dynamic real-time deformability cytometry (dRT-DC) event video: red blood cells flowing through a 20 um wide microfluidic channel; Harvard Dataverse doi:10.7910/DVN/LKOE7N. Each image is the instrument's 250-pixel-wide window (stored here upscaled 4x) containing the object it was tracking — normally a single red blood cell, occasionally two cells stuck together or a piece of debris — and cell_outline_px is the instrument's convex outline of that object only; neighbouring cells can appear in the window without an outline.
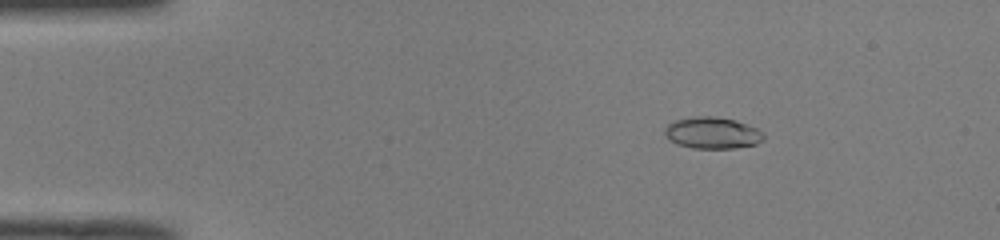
{"species": "common noctule bat (a hibernating species)", "species_latin": "Nyctalus noctula", "temperature_condition": "room temperature", "stored_images_in_passage": 52, "camera_frame_rate_fps": 3000, "um_per_image_px": 0.085, "animal": {"sex": "male", "body_mass_g": 19.0, "forearm_length_mm": 50.8}, "frame": {"image": 1, "passage_image": 9, "time_ms": 2.667, "image_size_px": [1000, 240], "cell_outline_px": [[764, 140], [756, 144], [736, 148], [692, 148], [676, 144], [668, 140], [664, 132], [664, 128], [668, 124], [676, 120], [696, 116], [716, 116], [736, 120], [756, 128], [764, 132]], "centroid_in_image_um": [60.55, 11.3], "position_along_channel_um": 24.5, "area_um2": 18.38}}
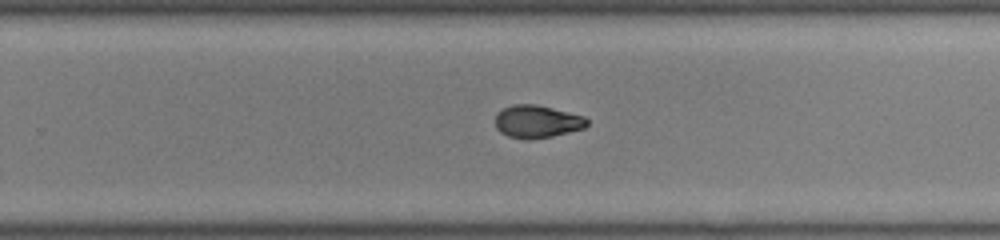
{"frame": {"image": 2, "passage_image": 34, "time_ms": 11.0, "image_size_px": [1000, 240], "cell_outline_px": [[588, 124], [584, 128], [552, 136], [528, 140], [524, 140], [508, 136], [500, 132], [496, 128], [496, 112], [512, 104], [536, 104], [584, 116], [588, 120]], "centroid_in_image_um": [45.62, 10.33], "position_along_channel_um": 284.2, "area_um2": 17.51}}
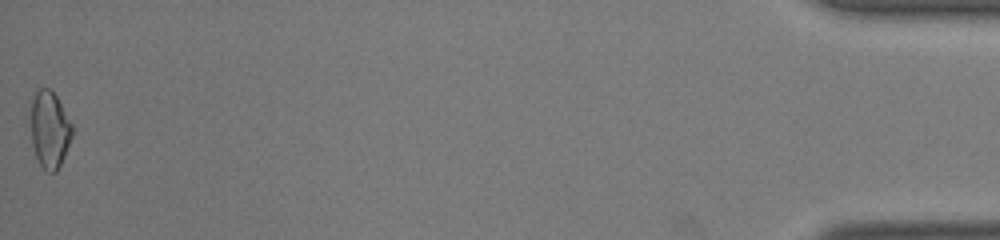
{"frame": {"image": 3, "passage_image": 52, "time_ms": 17.0, "image_size_px": [1000, 240], "cell_outline_px": [[72, 136], [64, 156], [56, 172], [48, 172], [40, 164], [36, 156], [32, 144], [32, 100], [36, 88], [48, 88], [56, 96], [72, 124]], "centroid_in_image_um": [4.22, 11.0], "position_along_channel_um": 431.0, "area_um2": 18.15}, "authors_computed_cell_mechanics": {"area_um2": 18.0336, "velocity_mm_per_s": 4.0389, "shape_relaxation_time_tau1_ms": 7.1191, "shape_relaxation_time_tau2_ms": 2.0441, "deformation_change_tau1": 0.1861, "deformation_change_tau2": 0.0589}}